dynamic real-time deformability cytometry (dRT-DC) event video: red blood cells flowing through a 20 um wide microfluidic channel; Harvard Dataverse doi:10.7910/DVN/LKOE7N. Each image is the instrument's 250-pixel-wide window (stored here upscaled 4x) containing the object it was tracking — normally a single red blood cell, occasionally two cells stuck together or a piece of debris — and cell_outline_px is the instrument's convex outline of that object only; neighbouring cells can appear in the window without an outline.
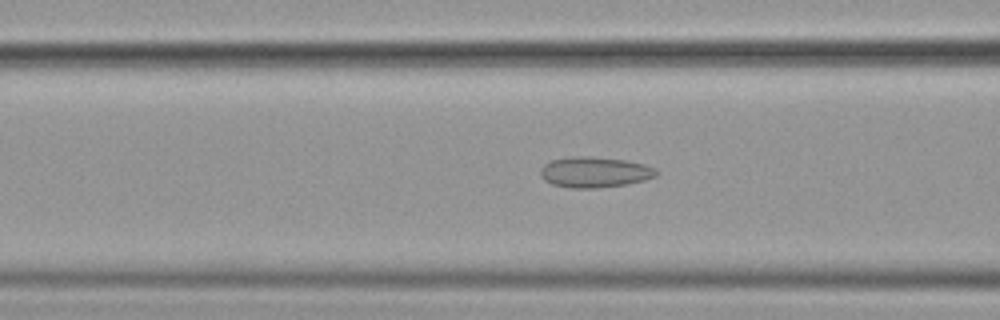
{"species": "common noctule bat (a hibernating species)", "species_latin": "Nyctalus noctula", "temperature_condition": "cold", "stored_images_in_passage": 55, "camera_frame_rate_fps": 3000, "um_per_image_px": 0.085, "animal": {"sex": "female", "body_mass_g": 19.9}, "frame": {"image": 1, "passage_image": 22, "time_ms": 7.0, "image_size_px": [1000, 320], "cell_outline_px": [[656, 176], [644, 180], [628, 184], [596, 188], [568, 188], [552, 184], [544, 180], [540, 176], [540, 168], [544, 164], [552, 160], [580, 156], [588, 156], [624, 160], [644, 164], [656, 168]], "centroid_in_image_um": [50.52, 14.64], "position_along_channel_um": 116.1, "area_um2": 20.63}}
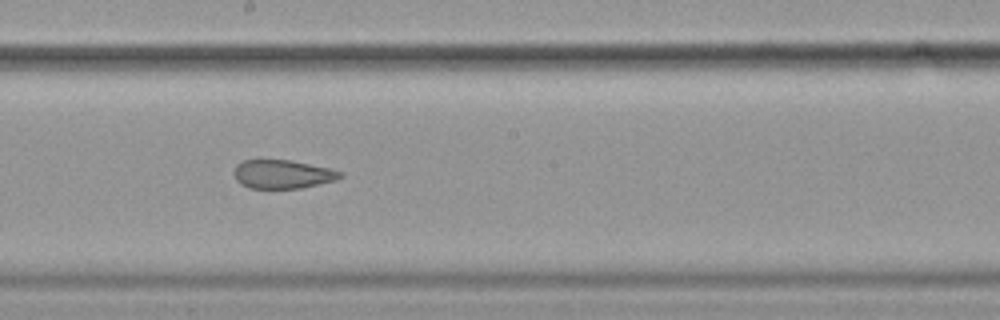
{"frame": {"image": 2, "passage_image": 31, "time_ms": 10.0, "image_size_px": [1000, 320], "cell_outline_px": [[344, 176], [336, 180], [300, 188], [248, 188], [240, 184], [236, 180], [236, 164], [244, 160], [288, 160], [328, 168], [344, 172]], "centroid_in_image_um": [24.04, 14.81], "position_along_channel_um": 224.2, "area_um2": 17.51}}
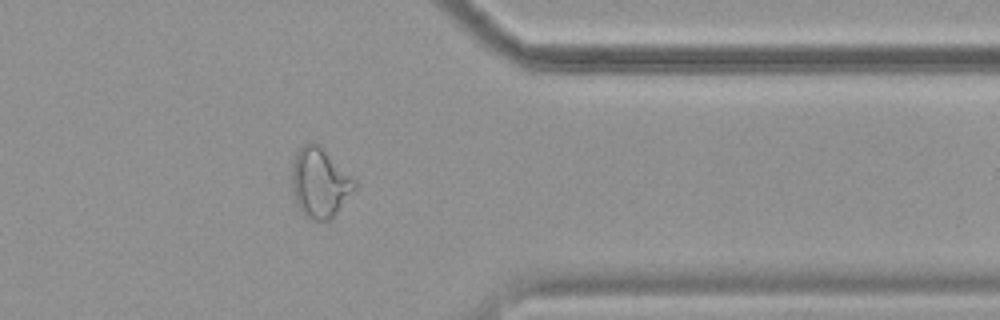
{"frame": {"image": 3, "passage_image": 45, "time_ms": 14.667, "image_size_px": [1000, 320], "cell_outline_px": [[356, 188], [332, 220], [312, 220], [304, 216], [300, 212], [296, 204], [292, 188], [292, 160], [296, 152], [308, 140], [312, 140], [320, 144], [356, 180]], "centroid_in_image_um": [27.18, 15.52], "position_along_channel_um": 384.2, "area_um2": 26.07}, "authors_computed_cell_mechanics": {"area_um2": 23.5824, "velocity_mm_per_s": 3.6132, "shape_relaxation_time_tau1_ms": null, "shape_relaxation_time_tau2_ms": 2.3871, "deformation_change_tau1": null, "deformation_change_tau2": 0.0792}}